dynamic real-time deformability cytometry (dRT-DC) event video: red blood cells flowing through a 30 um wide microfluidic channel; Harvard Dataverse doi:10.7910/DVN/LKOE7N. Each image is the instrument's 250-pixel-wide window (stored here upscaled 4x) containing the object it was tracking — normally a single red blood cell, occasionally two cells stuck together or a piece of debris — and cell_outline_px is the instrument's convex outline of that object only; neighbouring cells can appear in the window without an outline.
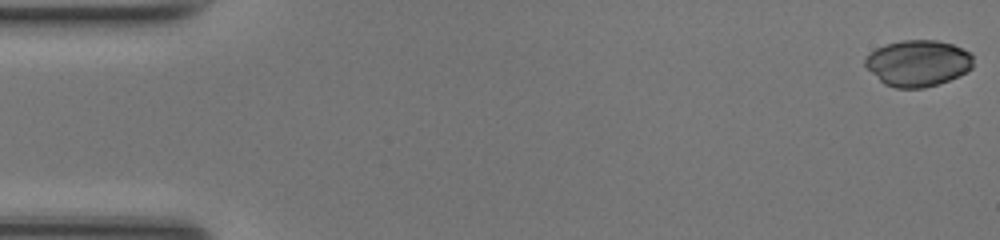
{"species": "common noctule bat (a hibernating species)", "species_latin": "Nyctalus noctula", "temperature_condition": "room temperature", "stored_images_in_passage": 45, "camera_frame_rate_fps": 3000, "um_per_image_px": 0.085, "animal": {"sex": "female", "body_mass_g": 17.0, "forearm_length_mm": 48.0}, "frame": {"image": 1, "passage_image": 1, "time_ms": 0.0, "image_size_px": [1000, 240], "cell_outline_px": [[972, 68], [968, 72], [948, 80], [924, 88], [896, 88], [884, 84], [864, 64], [864, 60], [876, 48], [884, 44], [900, 40], [936, 40], [952, 44], [972, 52]], "centroid_in_image_um": [78.05, 5.36], "position_along_channel_um": 7.0, "area_um2": 29.13}}
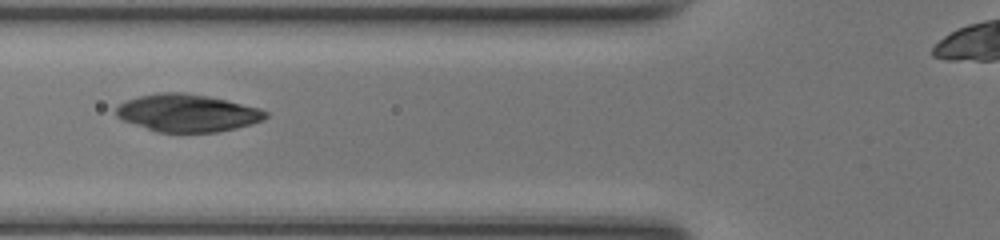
{"frame": {"image": 2, "passage_image": 19, "time_ms": 6.0, "image_size_px": [1000, 240], "cell_outline_px": [[268, 116], [264, 120], [252, 124], [236, 128], [216, 132], [156, 132], [124, 120], [116, 116], [116, 108], [120, 104], [128, 100], [140, 96], [160, 92], [184, 92], [208, 96], [260, 108], [268, 112]], "centroid_in_image_um": [15.96, 9.6], "position_along_channel_um": 109.8, "area_um2": 32.54}}
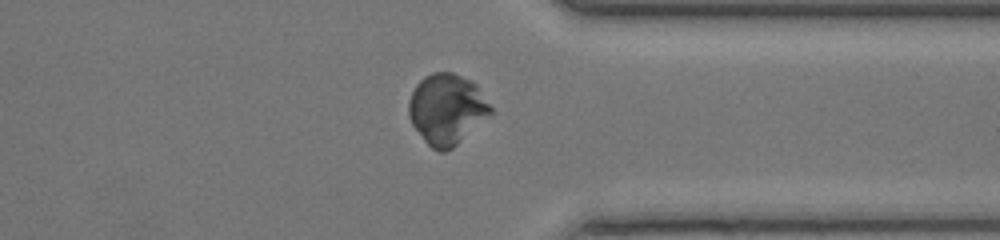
{"frame": {"image": 3, "passage_image": 38, "time_ms": 12.333, "image_size_px": [1000, 240], "cell_outline_px": [[492, 112], [452, 148], [444, 152], [440, 152], [432, 148], [424, 140], [412, 124], [408, 116], [408, 100], [416, 84], [424, 76], [432, 72], [452, 72], [472, 80], [476, 84], [492, 108]], "centroid_in_image_um": [37.94, 9.25], "position_along_channel_um": 373.5, "area_um2": 33.47}}